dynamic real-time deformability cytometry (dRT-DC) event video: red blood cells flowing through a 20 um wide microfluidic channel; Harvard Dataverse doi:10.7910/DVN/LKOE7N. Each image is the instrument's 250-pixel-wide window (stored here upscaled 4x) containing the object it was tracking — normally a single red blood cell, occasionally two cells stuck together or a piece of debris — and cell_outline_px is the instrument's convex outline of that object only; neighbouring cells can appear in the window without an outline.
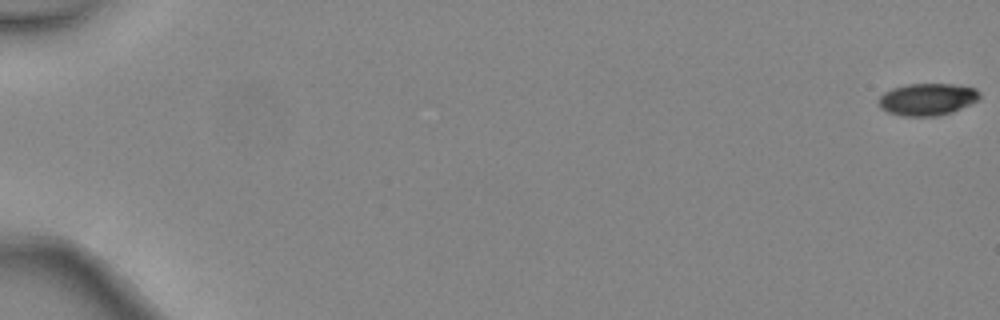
{"species": "common noctule bat (a hibernating species)", "species_latin": "Nyctalus noctula", "temperature_condition": "warm", "stored_images_in_passage": 4, "camera_frame_rate_fps": 3000, "um_per_image_px": 0.085, "animal": {"sex": "female", "body_mass_g": 24.6, "forearm_length_mm": 56.2}, "frame": {"image": 1, "passage_image": 1, "time_ms": 0.0, "image_size_px": [1000, 320], "cell_outline_px": [[980, 96], [976, 100], [952, 112], [936, 116], [900, 116], [888, 112], [880, 108], [880, 96], [884, 92], [892, 88], [908, 84], [952, 84], [976, 88], [980, 92]], "centroid_in_image_um": [78.8, 8.44], "position_along_channel_um": 6.2, "area_um2": 18.73}}